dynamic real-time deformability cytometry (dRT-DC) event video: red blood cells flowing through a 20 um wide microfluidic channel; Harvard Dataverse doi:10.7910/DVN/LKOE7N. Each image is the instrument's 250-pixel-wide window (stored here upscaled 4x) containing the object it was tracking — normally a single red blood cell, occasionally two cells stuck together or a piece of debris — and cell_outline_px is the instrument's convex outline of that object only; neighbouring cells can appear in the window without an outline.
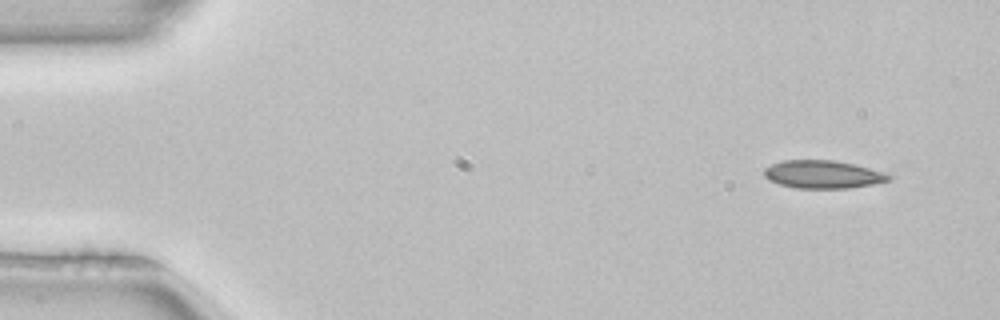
{"species": "common noctule bat (a hibernating species)", "species_latin": "Nyctalus noctula", "temperature_condition": "room temperature", "stored_images_in_passage": 3, "camera_frame_rate_fps": 3000, "um_per_image_px": 0.085, "animal": {"sex": "female", "body_mass_g": 22.7, "forearm_length_mm": 54.2}, "frame": {"image": 1, "passage_image": 1, "time_ms": 0.0, "image_size_px": [1000, 320], "cell_outline_px": [[892, 180], [872, 184], [848, 188], [796, 188], [780, 184], [768, 180], [764, 176], [764, 168], [772, 164], [784, 160], [832, 160], [852, 164], [868, 168], [892, 176]], "centroid_in_image_um": [69.9, 14.83], "position_along_channel_um": 15.1, "area_um2": 20.06}}